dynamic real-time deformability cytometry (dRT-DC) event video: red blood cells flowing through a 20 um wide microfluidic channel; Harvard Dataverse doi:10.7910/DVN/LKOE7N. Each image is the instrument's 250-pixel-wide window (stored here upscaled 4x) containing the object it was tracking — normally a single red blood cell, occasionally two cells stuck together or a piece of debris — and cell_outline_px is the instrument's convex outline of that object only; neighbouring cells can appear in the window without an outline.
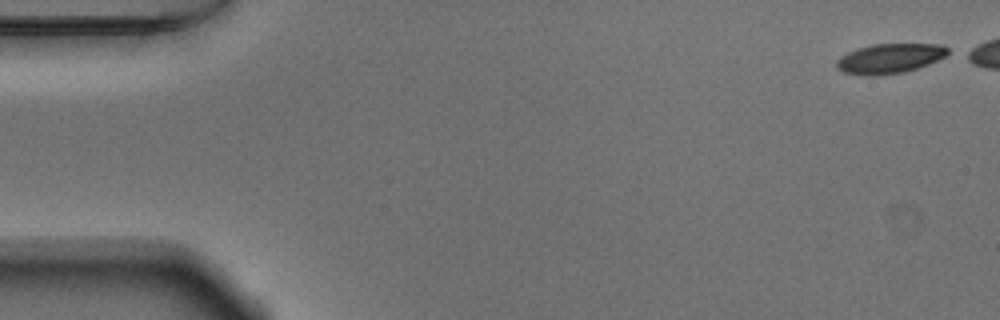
{"species": "Egyptian fruit bat (a non-hibernating species)", "species_latin": "Rousettus aegyptiacus", "temperature_condition": "warm", "stored_images_in_passage": 43, "camera_frame_rate_fps": 3000, "um_per_image_px": 0.085, "animal": {"sex": "male"}, "frame": {"image": 1, "passage_image": 1, "time_ms": 0.0, "image_size_px": [1000, 320], "cell_outline_px": [[952, 52], [928, 64], [904, 72], [880, 76], [860, 76], [844, 72], [836, 68], [836, 60], [840, 56], [848, 52], [872, 44], [944, 44]], "centroid_in_image_um": [75.61, 4.98], "position_along_channel_um": 9.4, "area_um2": 19.48}}
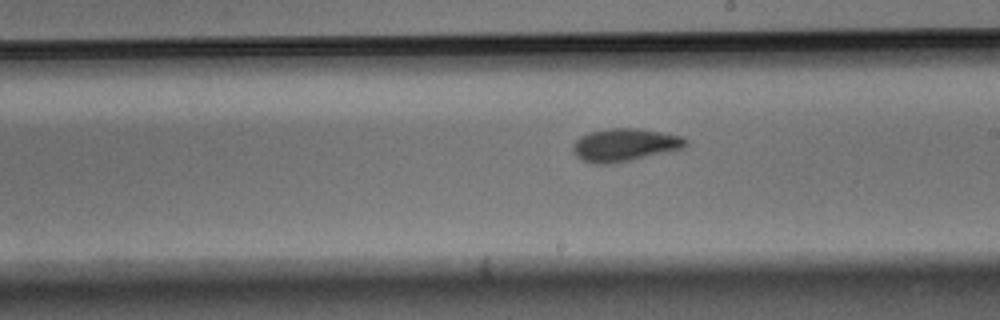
{"frame": {"image": 2, "passage_image": 29, "time_ms": 9.333, "image_size_px": [1000, 320], "cell_outline_px": [[688, 144], [684, 148], [668, 152], [632, 160], [612, 164], [592, 164], [580, 160], [572, 152], [572, 144], [580, 136], [588, 132], [608, 128], [636, 128], [660, 132], [680, 136], [688, 140]], "centroid_in_image_um": [53.05, 12.33], "position_along_channel_um": 235.9, "area_um2": 21.91}}
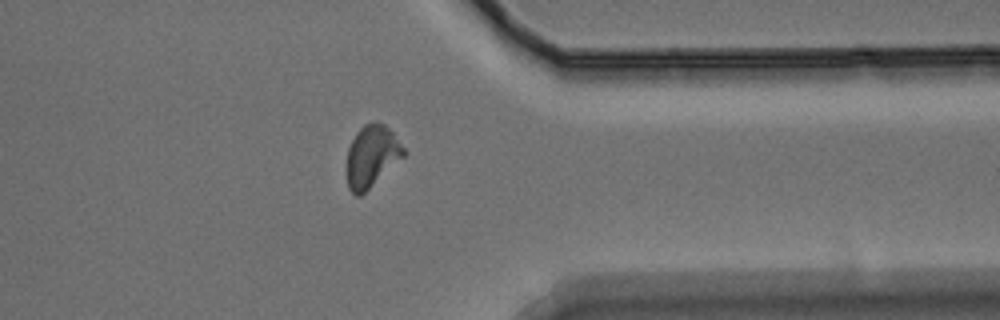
{"frame": {"image": 3, "passage_image": 41, "time_ms": 13.333, "image_size_px": [1000, 320], "cell_outline_px": [[408, 152], [404, 156], [360, 196], [356, 196], [348, 188], [348, 148], [356, 132], [364, 124], [384, 124], [392, 132]], "centroid_in_image_um": [31.61, 13.28], "position_along_channel_um": 379.8, "area_um2": 19.94}}